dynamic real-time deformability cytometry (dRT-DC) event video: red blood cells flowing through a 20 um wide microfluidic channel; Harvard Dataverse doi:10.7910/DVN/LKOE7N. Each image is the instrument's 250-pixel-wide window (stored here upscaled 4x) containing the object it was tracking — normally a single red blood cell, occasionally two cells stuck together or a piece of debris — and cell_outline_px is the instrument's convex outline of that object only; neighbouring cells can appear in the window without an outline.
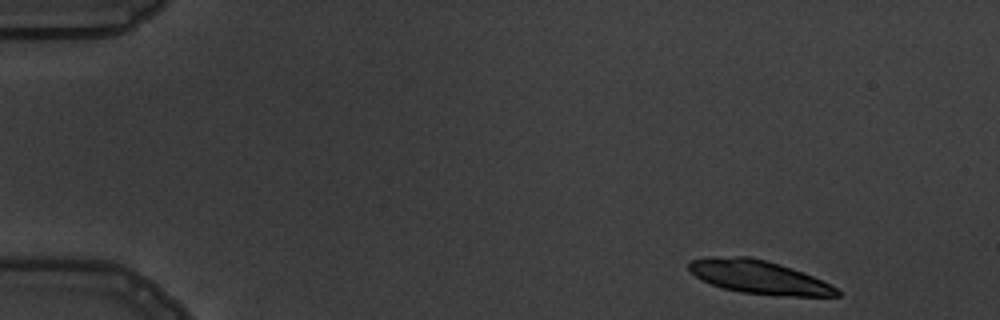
{"species": "common noctule bat (a hibernating species)", "species_latin": "Nyctalus noctula", "temperature_condition": "warm", "stored_images_in_passage": 5, "segment_of_instrument_passage": [1, 2], "camera_frame_rate_fps": 3000, "um_per_image_px": 0.085, "animal": {"sex": "male", "body_mass_g": 19.5, "forearm_length_mm": 54.6}, "frame": {"image": 1, "passage_image": 1, "time_ms": 0.0, "image_size_px": [1000, 320], "cell_outline_px": [[840, 296], [772, 296], [740, 292], [724, 288], [712, 284], [696, 276], [688, 268], [688, 264], [692, 260], [708, 256], [748, 256], [764, 260], [792, 268], [812, 276], [836, 288], [840, 292]], "centroid_in_image_um": [64.49, 23.55], "position_along_channel_um": 20.5, "area_um2": 28.61}}